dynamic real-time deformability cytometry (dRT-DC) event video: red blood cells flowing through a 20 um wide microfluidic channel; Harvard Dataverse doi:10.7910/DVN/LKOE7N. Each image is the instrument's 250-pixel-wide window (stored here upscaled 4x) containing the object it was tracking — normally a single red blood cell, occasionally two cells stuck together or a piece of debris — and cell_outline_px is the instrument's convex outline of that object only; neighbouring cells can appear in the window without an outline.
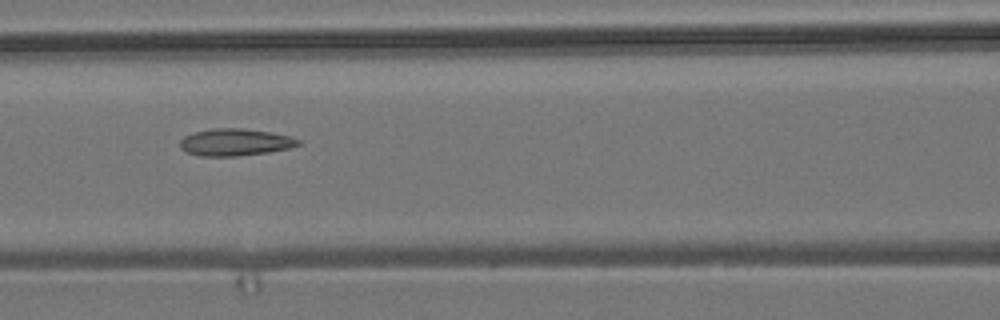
{"species": "common noctule bat (a hibernating species)", "species_latin": "Nyctalus noctula", "temperature_condition": "room temperature", "stored_images_in_passage": 10, "camera_frame_rate_fps": 3000, "um_per_image_px": 0.085, "animal": {"sex": "male", "body_mass_g": 19.2, "forearm_length_mm": 51.8}, "frame": {"image": 1, "passage_image": 6, "time_ms": 7.333, "image_size_px": [1000, 320], "cell_outline_px": [[300, 144], [288, 148], [268, 152], [236, 156], [200, 156], [188, 152], [180, 148], [180, 140], [184, 136], [196, 132], [212, 128], [244, 128], [292, 136], [300, 140]], "centroid_in_image_um": [19.98, 12.08], "position_along_channel_um": 146.6, "area_um2": 18.55}}
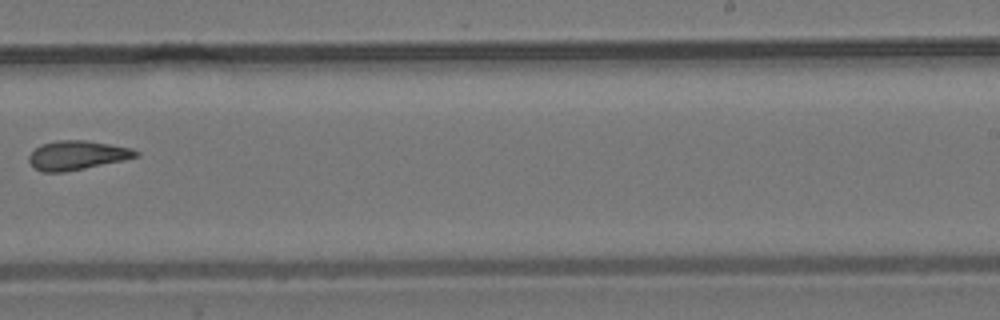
{"frame": {"image": 2, "passage_image": 9, "time_ms": 11.0, "image_size_px": [1000, 320], "cell_outline_px": [[140, 156], [124, 160], [64, 172], [44, 172], [32, 168], [28, 160], [28, 156], [40, 144], [56, 140], [88, 140], [132, 148], [140, 152]], "centroid_in_image_um": [6.54, 13.19], "position_along_channel_um": 282.5, "area_um2": 18.32}}
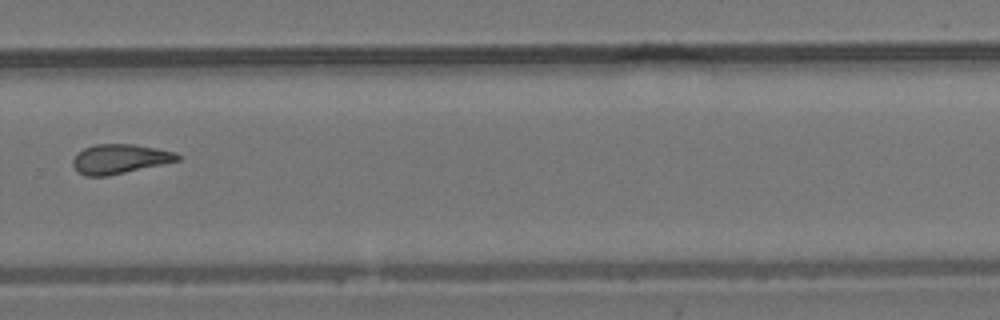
{"frame": {"image": 3, "passage_image": 10, "time_ms": 12.0, "image_size_px": [1000, 320], "cell_outline_px": [[184, 156], [180, 160], [108, 176], [84, 176], [72, 164], [72, 160], [84, 148], [96, 144], [136, 144], [176, 152]], "centroid_in_image_um": [10.23, 13.5], "position_along_channel_um": 319.6, "area_um2": 17.92}}